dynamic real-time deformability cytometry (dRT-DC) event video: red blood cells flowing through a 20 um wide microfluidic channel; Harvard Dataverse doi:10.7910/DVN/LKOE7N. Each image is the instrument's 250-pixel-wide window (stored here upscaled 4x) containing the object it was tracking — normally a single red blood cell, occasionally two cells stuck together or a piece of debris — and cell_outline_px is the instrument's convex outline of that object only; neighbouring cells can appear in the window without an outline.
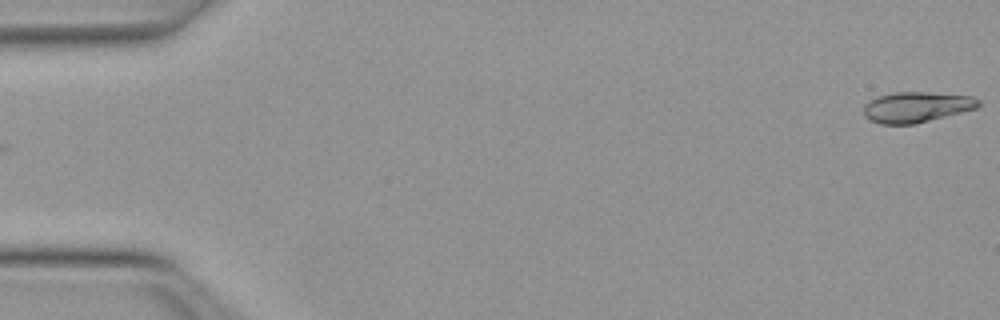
{"species": "Egyptian fruit bat (a non-hibernating species)", "species_latin": "Rousettus aegyptiacus", "temperature_condition": "warm", "stored_images_in_passage": 51, "camera_frame_rate_fps": 3000, "um_per_image_px": 0.085, "animal": {"sex": "female"}, "frame": {"image": 1, "passage_image": 1, "time_ms": 0.0, "image_size_px": [1000, 320], "cell_outline_px": [[980, 104], [976, 108], [916, 124], [880, 124], [864, 116], [864, 104], [880, 96], [896, 92], [924, 92], [972, 96], [980, 100]], "centroid_in_image_um": [77.91, 9.1], "position_along_channel_um": 7.1, "area_um2": 20.17}}
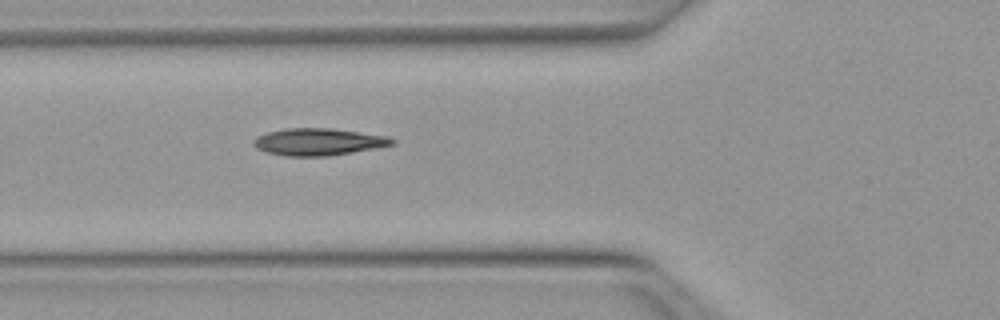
{"frame": {"image": 2, "passage_image": 19, "time_ms": 6.0, "image_size_px": [1000, 320], "cell_outline_px": [[396, 144], [380, 148], [328, 156], [284, 156], [268, 152], [256, 148], [252, 144], [252, 140], [256, 136], [268, 132], [284, 128], [332, 128], [388, 136], [396, 140]], "centroid_in_image_um": [27.09, 12.06], "position_along_channel_um": 98.7, "area_um2": 22.2}}
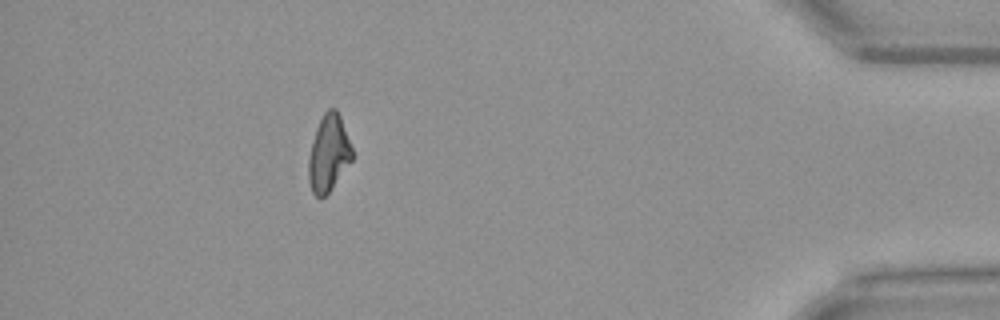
{"frame": {"image": 3, "passage_image": 46, "time_ms": 15.0, "image_size_px": [1000, 320], "cell_outline_px": [[352, 160], [328, 192], [324, 196], [316, 196], [312, 192], [308, 180], [308, 160], [316, 128], [324, 112], [328, 108], [336, 108], [340, 116], [352, 148]], "centroid_in_image_um": [27.92, 13.01], "position_along_channel_um": 407.3, "area_um2": 19.07}, "authors_computed_cell_mechanics": {"area_um2": 20.519, "velocity_mm_per_s": 4.0187, "shape_relaxation_time_tau1_ms": 10.8795, "shape_relaxation_time_tau2_ms": 1.5292, "deformation_change_tau1": 0.2654, "deformation_change_tau2": 0.0668}}